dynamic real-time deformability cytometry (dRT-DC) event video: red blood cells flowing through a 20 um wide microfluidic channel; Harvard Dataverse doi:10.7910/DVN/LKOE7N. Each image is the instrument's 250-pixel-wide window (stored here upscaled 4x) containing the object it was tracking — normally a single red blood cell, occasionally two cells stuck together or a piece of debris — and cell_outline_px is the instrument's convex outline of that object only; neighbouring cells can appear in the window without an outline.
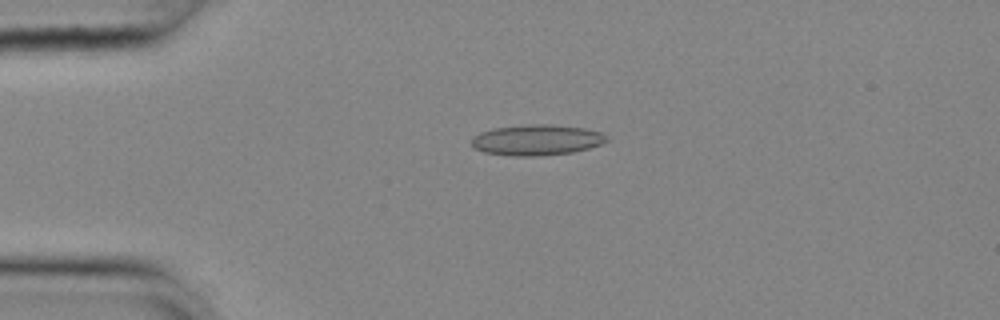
{"species": "common noctule bat (a hibernating species)", "species_latin": "Nyctalus noctula", "temperature_condition": "cold", "stored_images_in_passage": 40, "camera_frame_rate_fps": 3000, "um_per_image_px": 0.085, "animal": {"sex": "female", "body_mass_g": 25.1}, "frame": {"image": 1, "passage_image": 3, "time_ms": 0.667, "image_size_px": [1000, 320], "cell_outline_px": [[608, 140], [600, 144], [588, 148], [572, 152], [536, 156], [512, 156], [484, 152], [476, 148], [472, 144], [472, 136], [480, 132], [492, 128], [532, 124], [552, 124], [584, 128], [600, 132], [608, 136]], "centroid_in_image_um": [45.61, 11.89], "position_along_channel_um": 39.4, "area_um2": 24.1}}
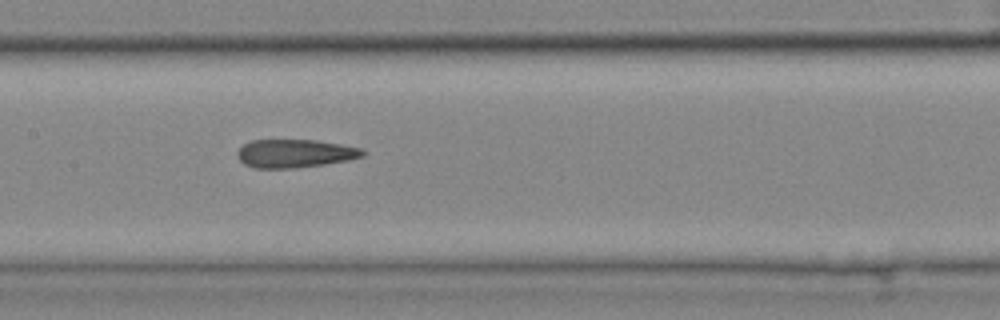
{"frame": {"image": 2, "passage_image": 17, "time_ms": 5.333, "image_size_px": [1000, 320], "cell_outline_px": [[368, 152], [364, 156], [348, 160], [324, 164], [292, 168], [252, 168], [244, 164], [236, 156], [236, 152], [244, 144], [252, 140], [316, 140], [364, 148]], "centroid_in_image_um": [25.09, 13.04], "position_along_channel_um": 182.3, "area_um2": 20.81}}
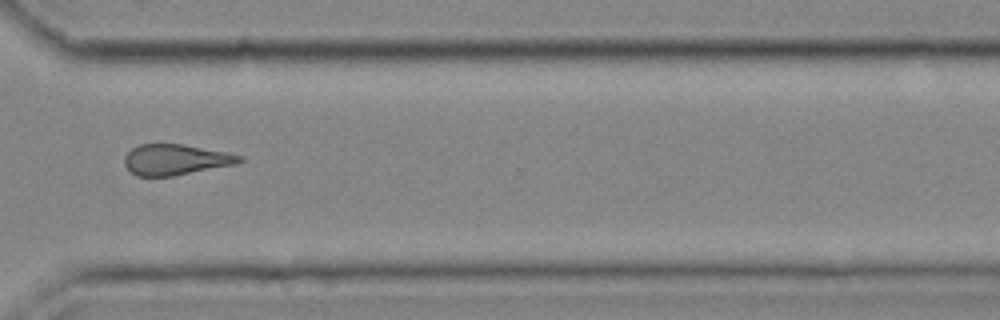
{"frame": {"image": 3, "passage_image": 31, "time_ms": 10.0, "image_size_px": [1000, 320], "cell_outline_px": [[244, 160], [236, 164], [172, 176], [136, 176], [124, 164], [124, 156], [132, 148], [140, 144], [184, 144], [228, 152], [244, 156]], "centroid_in_image_um": [14.95, 13.56], "position_along_channel_um": 355.7, "area_um2": 20.63}, "authors_computed_cell_mechanics": {"area_um2": 21.0392, "velocity_mm_per_s": 3.7092, "shape_relaxation_time_tau1_ms": null, "shape_relaxation_time_tau2_ms": 2.7926, "deformation_change_tau1": null, "deformation_change_tau2": 0.1027}}